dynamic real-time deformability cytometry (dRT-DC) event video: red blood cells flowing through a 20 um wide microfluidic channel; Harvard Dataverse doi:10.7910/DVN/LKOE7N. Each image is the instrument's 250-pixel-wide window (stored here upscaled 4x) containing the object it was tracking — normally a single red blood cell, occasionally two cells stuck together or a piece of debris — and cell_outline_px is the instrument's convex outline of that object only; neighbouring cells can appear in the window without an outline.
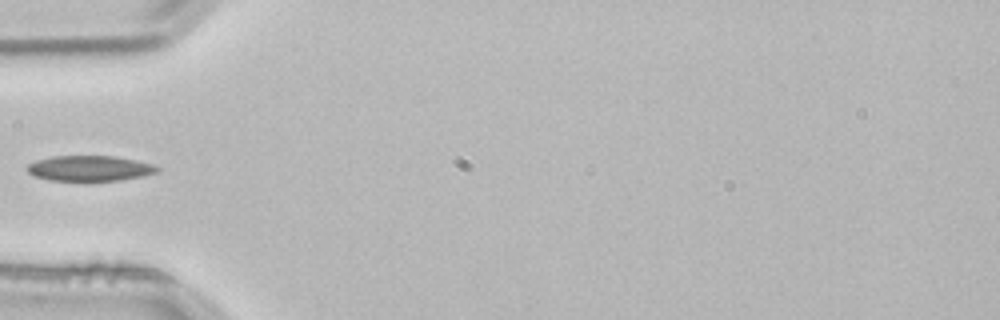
{"species": "common noctule bat (a hibernating species)", "species_latin": "Nyctalus noctula", "temperature_condition": "room temperature", "stored_images_in_passage": 4, "camera_frame_rate_fps": 3000, "um_per_image_px": 0.085, "animal": {"sex": "male", "body_mass_g": 21.5, "forearm_length_mm": 52.0}, "frame": {"image": 1, "passage_image": 4, "time_ms": 1.0, "image_size_px": [1000, 320], "cell_outline_px": [[160, 168], [156, 172], [140, 176], [120, 180], [48, 180], [36, 176], [28, 172], [28, 164], [36, 160], [52, 156], [116, 156], [136, 160], [152, 164]], "centroid_in_image_um": [7.61, 14.29], "position_along_channel_um": 77.4, "area_um2": 18.96}}